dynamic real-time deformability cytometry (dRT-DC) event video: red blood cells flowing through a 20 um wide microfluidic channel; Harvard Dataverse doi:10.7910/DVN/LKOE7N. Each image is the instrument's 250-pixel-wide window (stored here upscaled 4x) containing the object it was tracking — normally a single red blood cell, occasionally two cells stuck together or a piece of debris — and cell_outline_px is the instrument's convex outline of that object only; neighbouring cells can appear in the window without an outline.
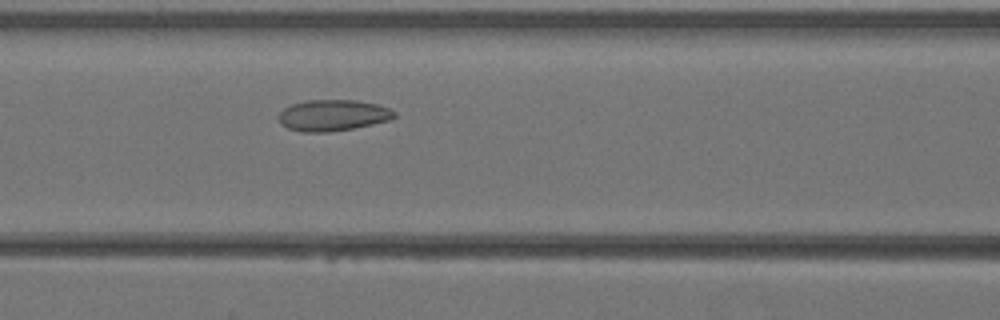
{"species": "Egyptian fruit bat (a non-hibernating species)", "species_latin": "Rousettus aegyptiacus", "temperature_condition": "warm", "stored_images_in_passage": 35, "camera_frame_rate_fps": 3000, "um_per_image_px": 0.085, "animal": {"sex": "female"}, "frame": {"image": 1, "passage_image": 12, "time_ms": 3.667, "image_size_px": [1000, 320], "cell_outline_px": [[396, 116], [388, 120], [372, 124], [352, 128], [328, 132], [300, 132], [288, 128], [280, 124], [276, 116], [284, 108], [292, 104], [308, 100], [356, 100], [376, 104], [388, 108], [396, 112]], "centroid_in_image_um": [28.24, 9.8], "position_along_channel_um": 138.4, "area_um2": 21.04}}
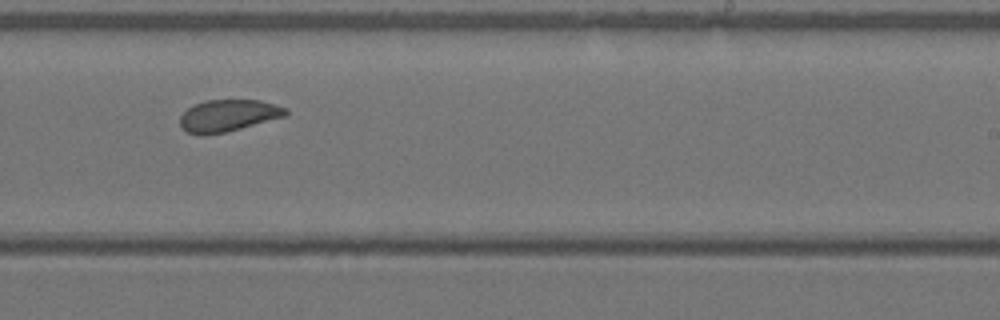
{"frame": {"image": 2, "passage_image": 20, "time_ms": 6.333, "image_size_px": [1000, 320], "cell_outline_px": [[288, 116], [224, 132], [204, 136], [200, 136], [188, 132], [180, 124], [180, 116], [188, 108], [204, 100], [260, 100], [276, 104], [288, 108]], "centroid_in_image_um": [19.43, 9.82], "position_along_channel_um": 269.6, "area_um2": 19.71}}
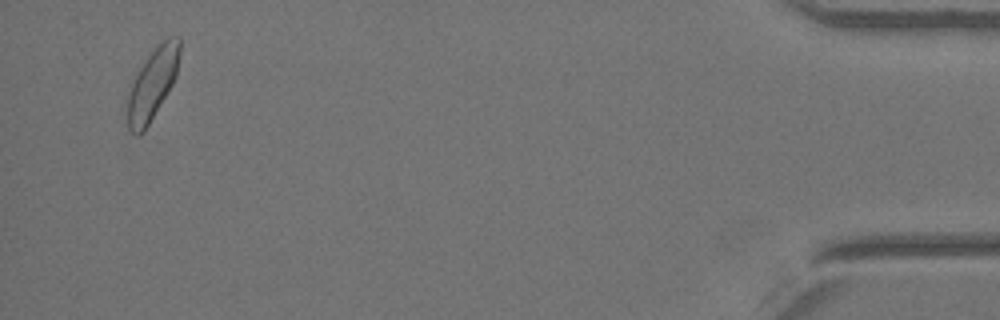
{"frame": {"image": 3, "passage_image": 34, "time_ms": 11.0, "image_size_px": [1000, 320], "cell_outline_px": [[180, 52], [176, 76], [168, 92], [144, 132], [136, 136], [128, 128], [124, 120], [124, 116], [128, 84], [132, 76], [156, 44], [168, 36], [180, 36]], "centroid_in_image_um": [12.87, 7.15], "position_along_channel_um": 422.3, "area_um2": 22.89}}